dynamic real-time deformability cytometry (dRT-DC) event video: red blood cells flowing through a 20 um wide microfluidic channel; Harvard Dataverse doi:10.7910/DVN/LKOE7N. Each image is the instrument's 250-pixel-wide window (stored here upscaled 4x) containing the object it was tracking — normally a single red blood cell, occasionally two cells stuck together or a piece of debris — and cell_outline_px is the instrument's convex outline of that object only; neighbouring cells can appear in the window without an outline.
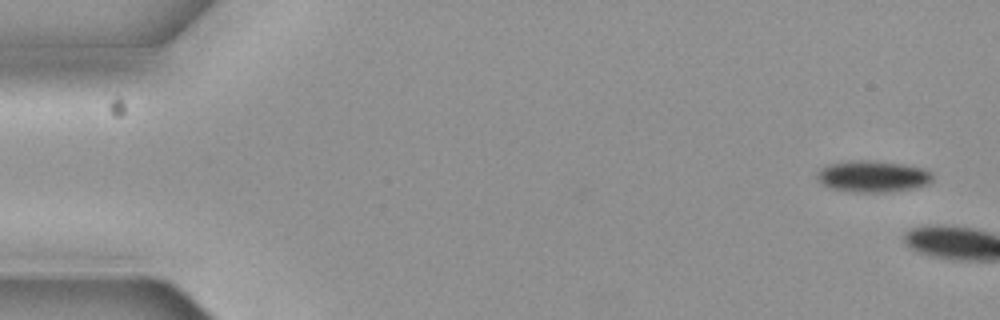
{"species": "common noctule bat (a hibernating species)", "species_latin": "Nyctalus noctula", "temperature_condition": "cold", "stored_images_in_passage": 2, "camera_frame_rate_fps": 3000, "um_per_image_px": 0.085, "animal": {"sex": "female", "body_mass_g": 19.3, "forearm_length_mm": 54.1}, "frame": {"image": 1, "passage_image": 1, "time_ms": 0.0, "image_size_px": [1000, 320], "cell_outline_px": [[932, 180], [924, 184], [912, 188], [880, 192], [864, 192], [832, 188], [824, 184], [816, 176], [820, 168], [824, 164], [848, 160], [876, 160], [904, 164], [924, 168], [932, 172]], "centroid_in_image_um": [74.16, 14.95], "position_along_channel_um": 10.8, "area_um2": 21.04}}